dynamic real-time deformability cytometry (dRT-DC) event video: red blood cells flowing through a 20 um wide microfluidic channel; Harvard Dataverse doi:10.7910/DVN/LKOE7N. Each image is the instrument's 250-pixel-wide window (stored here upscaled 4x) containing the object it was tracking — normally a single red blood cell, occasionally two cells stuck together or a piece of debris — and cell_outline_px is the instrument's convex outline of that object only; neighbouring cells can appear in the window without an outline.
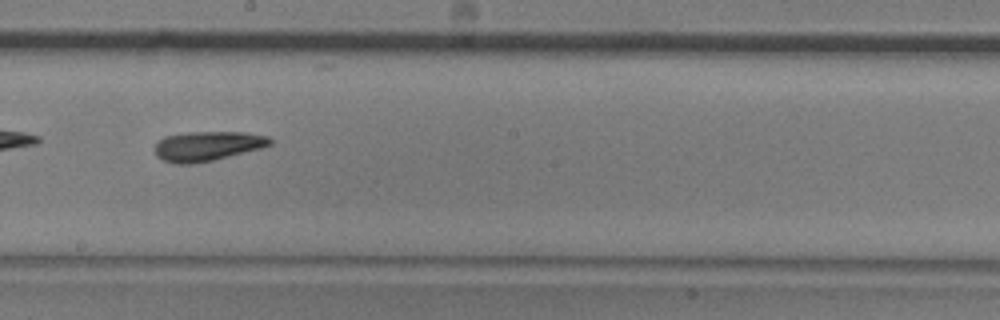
{"species": "common noctule bat (a hibernating species)", "species_latin": "Nyctalus noctula", "temperature_condition": "room temperature", "stored_images_in_passage": 32, "camera_frame_rate_fps": 3000, "um_per_image_px": 0.085, "animal": {"sex": "male", "body_mass_g": 20.5, "forearm_length_mm": 52.5}, "frame": {"image": 1, "passage_image": 14, "time_ms": 4.333, "image_size_px": [1000, 320], "cell_outline_px": [[272, 144], [260, 148], [212, 160], [192, 164], [176, 164], [164, 160], [156, 156], [152, 148], [156, 140], [164, 136], [188, 132], [244, 132], [268, 136], [272, 140]], "centroid_in_image_um": [17.55, 12.4], "position_along_channel_um": 230.7, "area_um2": 20.0}}